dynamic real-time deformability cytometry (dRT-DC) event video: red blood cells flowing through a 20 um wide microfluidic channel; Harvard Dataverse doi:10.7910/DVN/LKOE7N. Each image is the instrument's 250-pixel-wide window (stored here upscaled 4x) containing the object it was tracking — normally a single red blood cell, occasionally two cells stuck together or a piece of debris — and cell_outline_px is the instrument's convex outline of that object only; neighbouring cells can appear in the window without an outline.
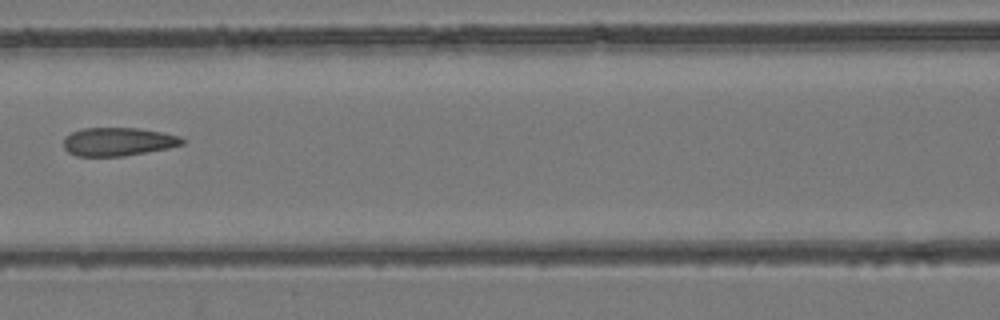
{"species": "common noctule bat (a hibernating species)", "species_latin": "Nyctalus noctula", "temperature_condition": "room temperature", "stored_images_in_passage": 8, "camera_frame_rate_fps": 3000, "um_per_image_px": 0.085, "animal": {"sex": "female", "body_mass_g": 24.6, "forearm_length_mm": 56.2}, "frame": {"image": 1, "passage_image": 7, "time_ms": 2.0, "image_size_px": [1000, 320], "cell_outline_px": [[184, 144], [168, 148], [124, 156], [76, 156], [68, 152], [64, 148], [64, 136], [72, 132], [84, 128], [140, 128], [180, 136], [184, 140]], "centroid_in_image_um": [10.02, 12.04], "position_along_channel_um": 156.6, "area_um2": 19.59}}
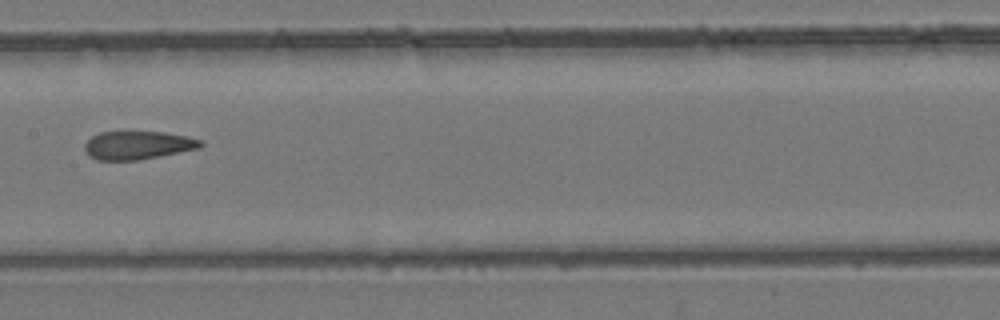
{"frame": {"image": 2, "passage_image": 8, "time_ms": 2.333, "image_size_px": [1000, 320], "cell_outline_px": [[204, 144], [200, 148], [160, 156], [136, 160], [96, 160], [84, 148], [84, 144], [92, 136], [100, 132], [120, 128], [164, 132], [188, 136], [204, 140]], "centroid_in_image_um": [11.73, 12.28], "position_along_channel_um": 195.7, "area_um2": 20.0}}